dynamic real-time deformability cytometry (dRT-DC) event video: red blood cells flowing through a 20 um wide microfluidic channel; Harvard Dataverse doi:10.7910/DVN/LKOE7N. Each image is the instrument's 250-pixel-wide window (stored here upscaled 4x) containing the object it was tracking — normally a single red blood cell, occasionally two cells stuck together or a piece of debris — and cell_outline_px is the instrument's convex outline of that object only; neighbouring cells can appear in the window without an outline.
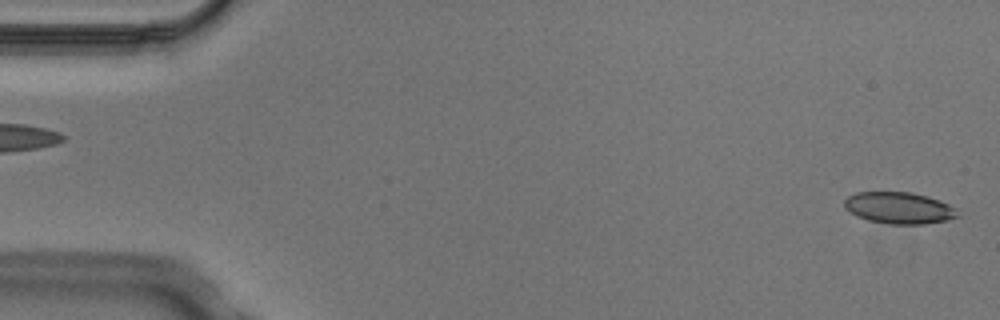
{"species": "Egyptian fruit bat (a non-hibernating species)", "species_latin": "Rousettus aegyptiacus", "temperature_condition": "cold", "stored_images_in_passage": 3, "segment_of_instrument_passage": [2, 2], "camera_frame_rate_fps": 3000, "um_per_image_px": 0.085, "animal": {"sex": "male"}, "frame": {"image": 1, "passage_image": 3, "time_ms": 0.667, "image_size_px": [1000, 320], "cell_outline_px": [[960, 216], [948, 220], [924, 224], [888, 224], [868, 220], [856, 216], [844, 208], [844, 200], [848, 196], [856, 192], [912, 192], [928, 196], [940, 200], [956, 208]], "centroid_in_image_um": [76.43, 17.67], "position_along_channel_um": 8.6, "area_um2": 21.1}}